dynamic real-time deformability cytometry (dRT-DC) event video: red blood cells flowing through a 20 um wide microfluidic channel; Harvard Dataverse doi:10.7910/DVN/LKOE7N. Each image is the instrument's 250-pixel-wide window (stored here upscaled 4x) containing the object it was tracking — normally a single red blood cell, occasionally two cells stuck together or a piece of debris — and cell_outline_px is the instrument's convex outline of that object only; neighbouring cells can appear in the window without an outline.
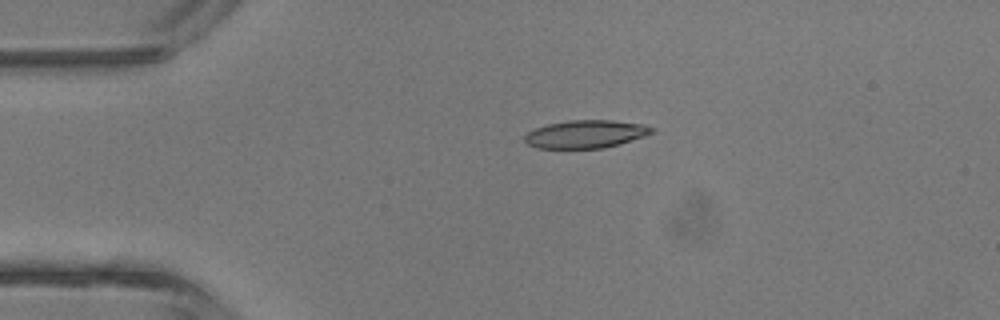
{"species": "common noctule bat (a hibernating species)", "species_latin": "Nyctalus noctula", "temperature_condition": "room temperature", "stored_images_in_passage": 5, "segment_of_instrument_passage": [1, 2], "camera_frame_rate_fps": 3000, "um_per_image_px": 0.085, "animal": {"sex": "male", "body_mass_g": 13.3}, "frame": {"image": 1, "passage_image": 3, "time_ms": 2.333, "image_size_px": [1000, 320], "cell_outline_px": [[656, 128], [652, 132], [644, 136], [620, 144], [604, 148], [536, 148], [528, 144], [524, 140], [524, 136], [528, 132], [536, 128], [548, 124], [568, 120], [612, 120], [644, 124]], "centroid_in_image_um": [49.8, 11.39], "position_along_channel_um": 35.2, "area_um2": 20.69}}